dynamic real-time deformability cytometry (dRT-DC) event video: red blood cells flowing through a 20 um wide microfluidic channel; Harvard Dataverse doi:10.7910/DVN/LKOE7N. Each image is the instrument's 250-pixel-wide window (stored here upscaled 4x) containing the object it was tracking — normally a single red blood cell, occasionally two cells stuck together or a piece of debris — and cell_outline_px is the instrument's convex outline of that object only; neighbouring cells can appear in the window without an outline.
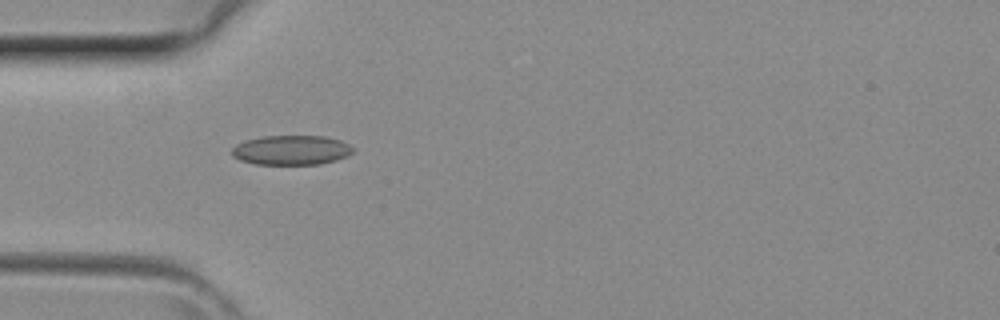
{"species": "common noctule bat (a hibernating species)", "species_latin": "Nyctalus noctula", "temperature_condition": "room temperature", "stored_images_in_passage": 29, "camera_frame_rate_fps": 3000, "um_per_image_px": 0.085, "animal": {"sex": "female", "body_mass_g": 29.2, "forearm_length_mm": 56.3}, "frame": {"image": 1, "passage_image": 2, "time_ms": 0.333, "image_size_px": [1000, 320], "cell_outline_px": [[356, 148], [348, 156], [336, 160], [320, 164], [256, 164], [240, 160], [232, 156], [232, 148], [236, 144], [244, 140], [260, 136], [324, 136], [340, 140]], "centroid_in_image_um": [24.76, 12.75], "position_along_channel_um": 60.2, "area_um2": 21.04}}
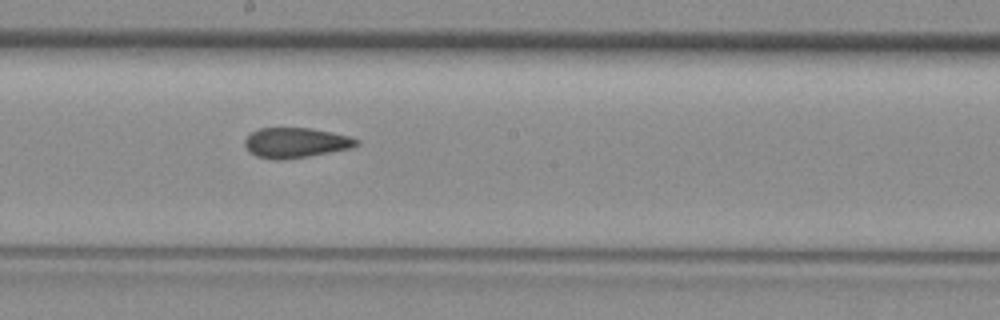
{"frame": {"image": 2, "passage_image": 12, "time_ms": 3.667, "image_size_px": [1000, 320], "cell_outline_px": [[360, 144], [348, 148], [308, 156], [280, 160], [256, 156], [244, 144], [244, 140], [252, 132], [260, 128], [312, 128], [352, 136], [360, 140]], "centroid_in_image_um": [25.17, 12.11], "position_along_channel_um": 223.0, "area_um2": 19.36}}
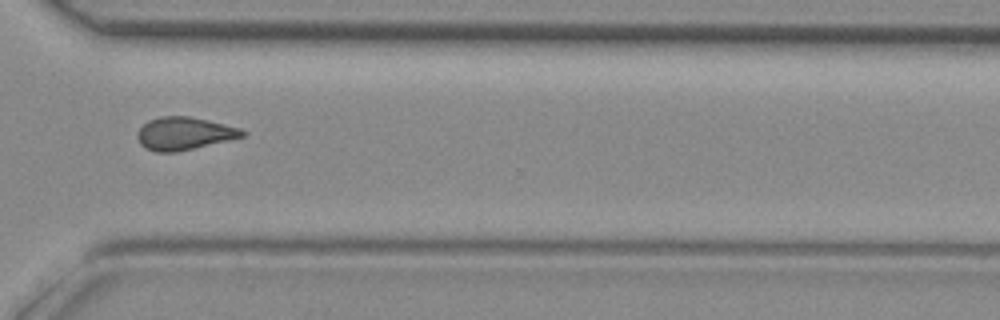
{"frame": {"image": 3, "passage_image": 20, "time_ms": 6.333, "image_size_px": [1000, 320], "cell_outline_px": [[248, 132], [244, 136], [228, 140], [176, 152], [156, 152], [144, 148], [140, 144], [136, 136], [136, 132], [148, 120], [160, 116], [188, 116], [208, 120], [240, 128]], "centroid_in_image_um": [15.62, 11.34], "position_along_channel_um": 355.0, "area_um2": 20.06}}